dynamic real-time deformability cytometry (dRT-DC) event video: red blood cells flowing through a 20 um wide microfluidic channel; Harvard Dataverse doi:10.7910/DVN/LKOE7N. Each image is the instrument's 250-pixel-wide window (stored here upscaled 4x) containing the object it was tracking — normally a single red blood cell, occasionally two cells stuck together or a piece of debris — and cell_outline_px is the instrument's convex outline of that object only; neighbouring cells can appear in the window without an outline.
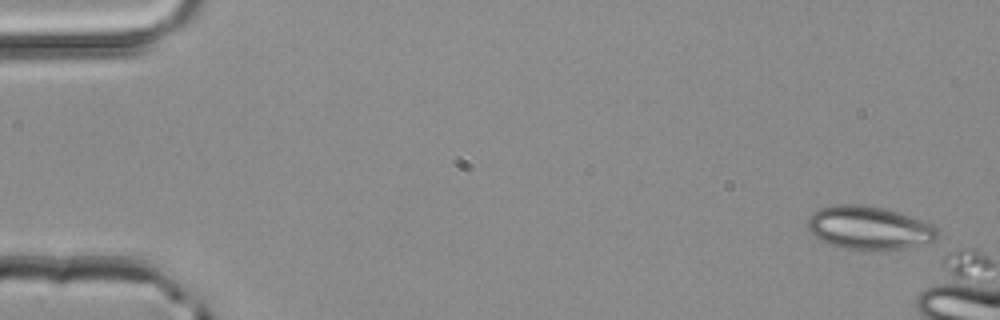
{"species": "common noctule bat (a hibernating species)", "species_latin": "Nyctalus noctula", "temperature_condition": "room temperature", "stored_images_in_passage": 3, "camera_frame_rate_fps": 3000, "um_per_image_px": 0.085, "animal": {"sex": "male", "body_mass_g": 20.4}, "frame": {"image": 1, "passage_image": 1, "time_ms": 0.0, "image_size_px": [1000, 320], "cell_outline_px": [[940, 236], [936, 240], [908, 248], [872, 252], [868, 252], [840, 248], [824, 244], [812, 236], [808, 228], [808, 220], [812, 212], [820, 208], [836, 204], [860, 204], [884, 208], [900, 212], [932, 224], [940, 232]], "centroid_in_image_um": [73.86, 19.41], "position_along_channel_um": 11.1, "area_um2": 33.93}}